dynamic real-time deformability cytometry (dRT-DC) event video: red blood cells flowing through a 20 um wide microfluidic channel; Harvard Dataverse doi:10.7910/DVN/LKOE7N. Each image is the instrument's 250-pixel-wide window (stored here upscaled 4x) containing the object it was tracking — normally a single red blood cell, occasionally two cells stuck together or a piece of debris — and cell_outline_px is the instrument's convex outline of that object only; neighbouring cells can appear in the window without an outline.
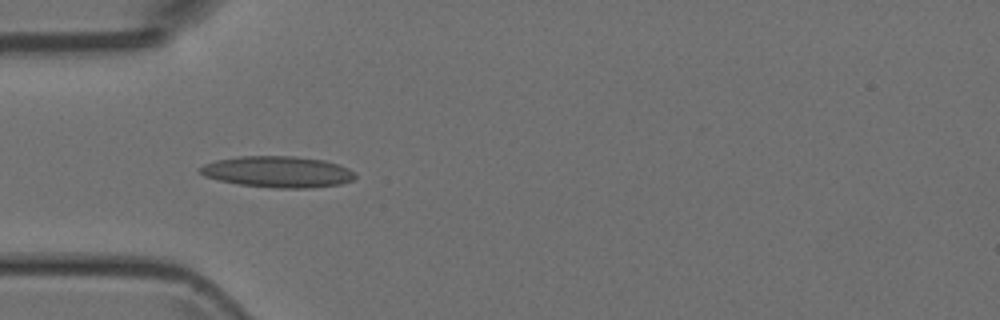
{"species": "Egyptian fruit bat (a non-hibernating species)", "species_latin": "Rousettus aegyptiacus", "temperature_condition": "room temperature", "stored_images_in_passage": 6, "camera_frame_rate_fps": 3000, "um_per_image_px": 0.085, "animal": {"sex": "female"}, "frame": {"image": 1, "passage_image": 4, "time_ms": 3.333, "image_size_px": [1000, 320], "cell_outline_px": [[356, 176], [352, 180], [340, 184], [312, 188], [272, 188], [240, 184], [216, 180], [204, 176], [196, 168], [204, 164], [216, 160], [240, 156], [296, 156], [324, 160], [348, 168], [356, 172]], "centroid_in_image_um": [23.59, 14.6], "position_along_channel_um": 61.4, "area_um2": 28.44}}
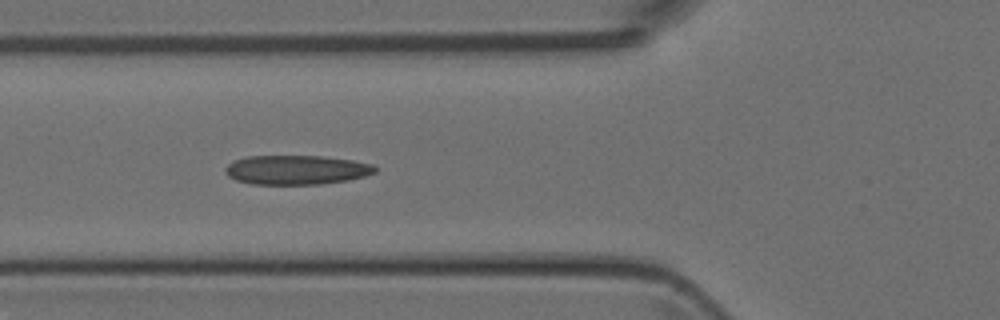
{"frame": {"image": 2, "passage_image": 5, "time_ms": 4.333, "image_size_px": [1000, 320], "cell_outline_px": [[376, 172], [364, 176], [348, 180], [320, 184], [252, 184], [236, 180], [228, 176], [224, 172], [224, 168], [228, 164], [236, 160], [248, 156], [320, 156], [352, 160], [372, 164], [376, 168]], "centroid_in_image_um": [25.18, 14.44], "position_along_channel_um": 100.6, "area_um2": 25.49}}
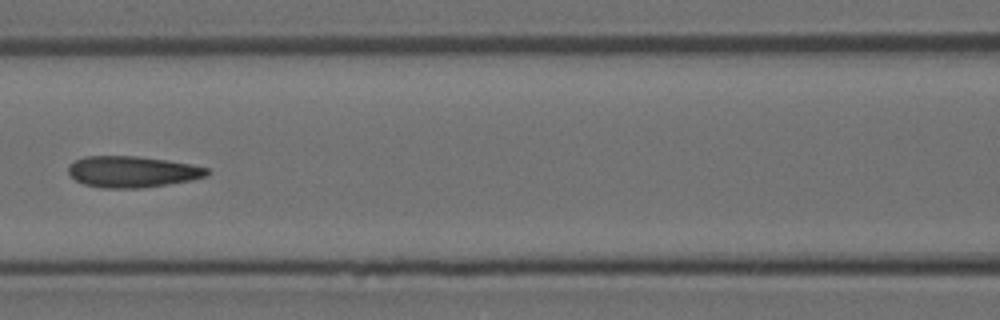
{"frame": {"image": 3, "passage_image": 6, "time_ms": 5.667, "image_size_px": [1000, 320], "cell_outline_px": [[208, 176], [192, 180], [168, 184], [140, 188], [100, 188], [84, 184], [76, 180], [68, 172], [68, 164], [84, 156], [136, 156], [168, 160], [192, 164], [208, 168]], "centroid_in_image_um": [11.25, 14.59], "position_along_channel_um": 155.4, "area_um2": 25.37}}